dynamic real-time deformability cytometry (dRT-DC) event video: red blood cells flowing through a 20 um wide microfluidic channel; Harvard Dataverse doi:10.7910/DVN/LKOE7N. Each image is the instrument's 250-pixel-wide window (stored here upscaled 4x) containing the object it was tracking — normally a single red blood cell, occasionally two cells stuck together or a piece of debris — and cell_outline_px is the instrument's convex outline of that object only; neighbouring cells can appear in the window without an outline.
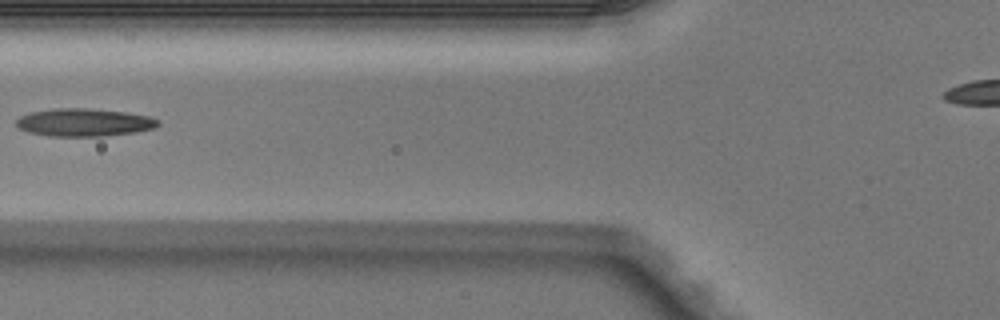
{"species": "Egyptian fruit bat (a non-hibernating species)", "species_latin": "Rousettus aegyptiacus", "temperature_condition": "warm", "stored_images_in_passage": 3, "camera_frame_rate_fps": 3000, "um_per_image_px": 0.085, "animal": {"sex": "male"}, "frame": {"image": 1, "passage_image": 3, "time_ms": 0.667, "image_size_px": [1000, 320], "cell_outline_px": [[160, 124], [156, 128], [136, 132], [104, 136], [48, 136], [28, 132], [20, 128], [16, 124], [16, 120], [20, 116], [32, 112], [56, 108], [88, 108], [124, 112], [148, 116], [160, 120]], "centroid_in_image_um": [7.17, 10.41], "position_along_channel_um": 118.6, "area_um2": 23.0}}